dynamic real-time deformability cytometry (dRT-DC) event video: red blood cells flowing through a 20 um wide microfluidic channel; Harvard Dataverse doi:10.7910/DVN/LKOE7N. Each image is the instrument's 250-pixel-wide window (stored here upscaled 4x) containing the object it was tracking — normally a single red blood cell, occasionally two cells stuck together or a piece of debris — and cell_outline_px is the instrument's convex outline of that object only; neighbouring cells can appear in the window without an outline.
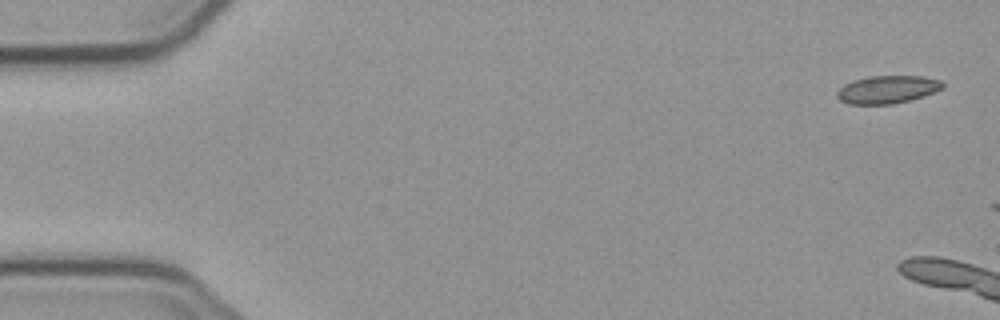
{"species": "common noctule bat (a hibernating species)", "species_latin": "Nyctalus noctula", "temperature_condition": "cold", "stored_images_in_passage": 5, "segment_of_instrument_passage": [2, 2], "camera_frame_rate_fps": 3000, "um_per_image_px": 0.085, "animal": {"sex": "male", "body_mass_g": 23.1, "forearm_length_mm": 52.7}, "frame": {"image": 1, "passage_image": 5, "time_ms": 6.0, "image_size_px": [1000, 320], "cell_outline_px": [[944, 88], [924, 96], [892, 104], [848, 104], [840, 100], [836, 96], [836, 92], [844, 84], [868, 76], [920, 76], [940, 80], [944, 84]], "centroid_in_image_um": [75.42, 7.61], "position_along_channel_um": 9.6, "area_um2": 17.05}}